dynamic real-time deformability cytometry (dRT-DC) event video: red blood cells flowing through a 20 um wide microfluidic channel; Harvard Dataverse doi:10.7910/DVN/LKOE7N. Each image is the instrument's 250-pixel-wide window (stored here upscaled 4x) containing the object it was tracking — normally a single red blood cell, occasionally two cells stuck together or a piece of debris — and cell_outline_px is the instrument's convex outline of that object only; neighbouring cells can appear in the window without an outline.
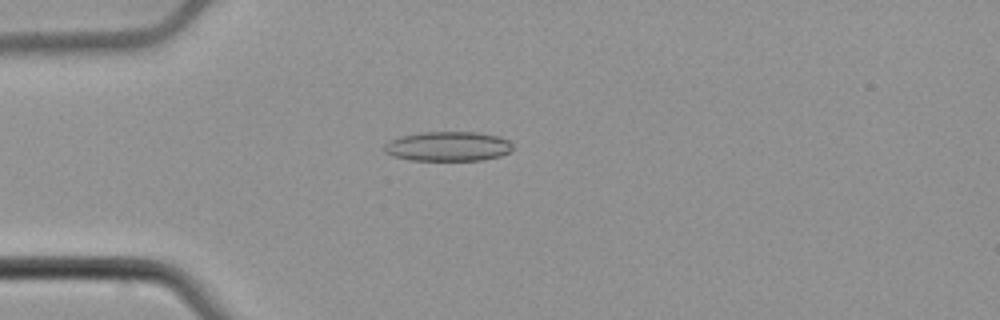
{"species": "common noctule bat (a hibernating species)", "species_latin": "Nyctalus noctula", "temperature_condition": "cold", "stored_images_in_passage": 47, "camera_frame_rate_fps": 3000, "um_per_image_px": 0.085, "animal": {"sex": "male", "body_mass_g": 21.5, "forearm_length_mm": 52.0}, "frame": {"image": 1, "passage_image": 8, "time_ms": 2.333, "image_size_px": [1000, 320], "cell_outline_px": [[512, 148], [508, 152], [500, 156], [480, 160], [412, 160], [392, 156], [384, 152], [384, 144], [392, 140], [404, 136], [424, 132], [476, 132], [500, 136], [508, 140], [512, 144]], "centroid_in_image_um": [38.09, 12.44], "position_along_channel_um": 46.9, "area_um2": 21.96}}
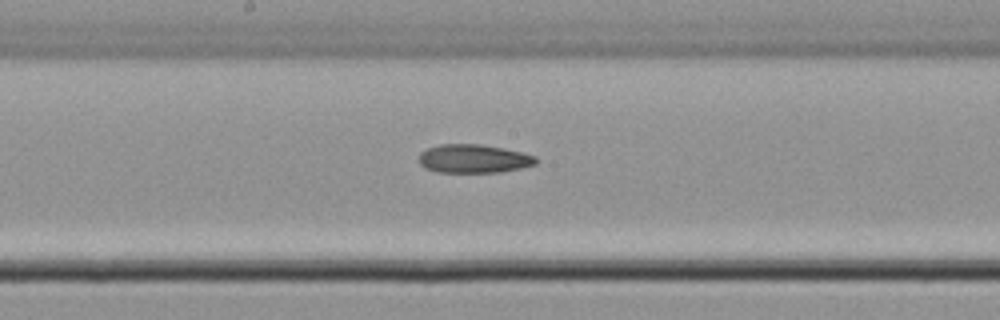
{"frame": {"image": 2, "passage_image": 22, "time_ms": 7.0, "image_size_px": [1000, 320], "cell_outline_px": [[536, 164], [520, 168], [500, 172], [436, 172], [424, 168], [420, 164], [420, 152], [428, 148], [440, 144], [480, 144], [504, 148], [524, 152], [536, 156]], "centroid_in_image_um": [40.26, 13.48], "position_along_channel_um": 207.9, "area_um2": 19.54}}
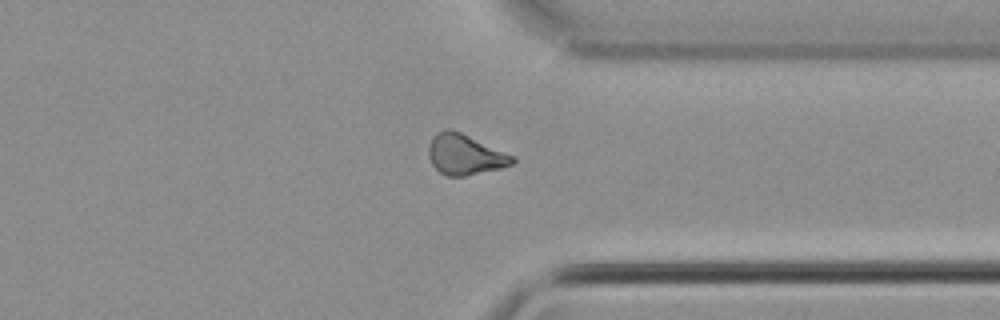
{"frame": {"image": 3, "passage_image": 35, "time_ms": 11.333, "image_size_px": [1000, 320], "cell_outline_px": [[516, 160], [512, 164], [500, 168], [464, 176], [448, 176], [440, 172], [432, 164], [428, 156], [428, 148], [432, 136], [436, 132], [444, 128], [452, 128], [516, 156]], "centroid_in_image_um": [39.51, 13.1], "position_along_channel_um": 371.9, "area_um2": 20.0}}